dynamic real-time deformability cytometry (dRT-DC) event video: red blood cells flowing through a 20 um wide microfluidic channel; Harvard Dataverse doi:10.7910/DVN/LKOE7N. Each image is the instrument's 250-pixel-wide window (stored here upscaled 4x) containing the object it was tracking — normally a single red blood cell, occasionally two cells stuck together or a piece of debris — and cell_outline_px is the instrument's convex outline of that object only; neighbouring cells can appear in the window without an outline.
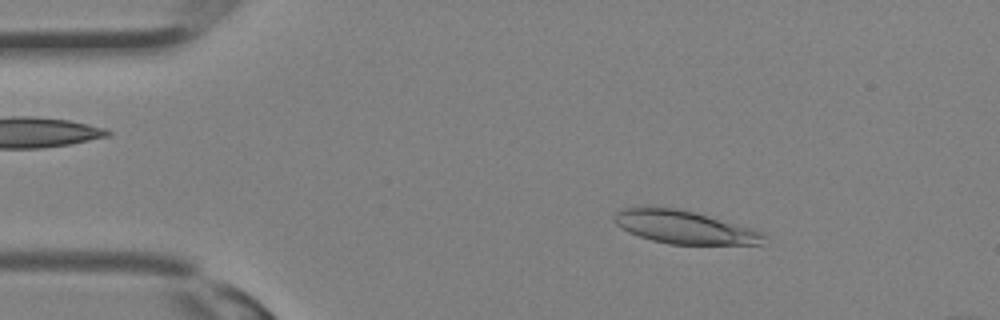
{"species": "Egyptian fruit bat (a non-hibernating species)", "species_latin": "Rousettus aegyptiacus", "temperature_condition": "room temperature", "stored_images_in_passage": 32, "camera_frame_rate_fps": 3000, "um_per_image_px": 0.085, "animal": {"sex": "female"}, "frame": {"image": 1, "passage_image": 5, "time_ms": 1.333, "image_size_px": [1000, 320], "cell_outline_px": [[768, 236], [760, 244], [668, 244], [652, 240], [628, 232], [616, 224], [616, 212], [620, 208], [680, 208], [696, 212], [752, 228]], "centroid_in_image_um": [58.2, 19.32], "position_along_channel_um": 26.8, "area_um2": 28.38}}
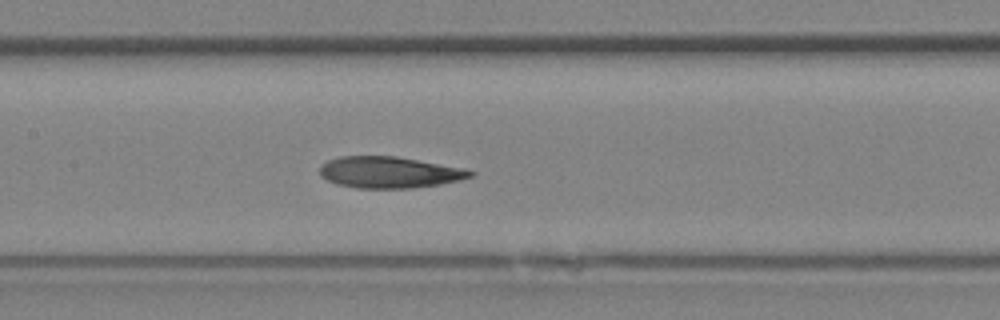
{"frame": {"image": 2, "passage_image": 15, "time_ms": 4.667, "image_size_px": [1000, 320], "cell_outline_px": [[476, 172], [472, 176], [460, 180], [440, 184], [412, 188], [356, 188], [336, 184], [320, 176], [320, 168], [328, 160], [340, 156], [396, 156], [464, 168]], "centroid_in_image_um": [33.1, 14.65], "position_along_channel_um": 174.3, "area_um2": 27.51}}
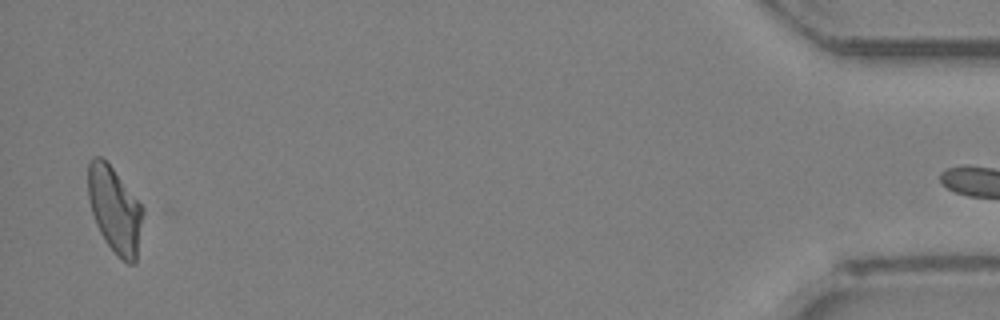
{"frame": {"image": 3, "passage_image": 31, "time_ms": 10.0, "image_size_px": [1000, 320], "cell_outline_px": [[144, 212], [136, 260], [132, 264], [128, 264], [104, 240], [96, 224], [92, 212], [88, 196], [88, 160], [92, 156], [100, 156], [112, 168], [144, 208]], "centroid_in_image_um": [9.75, 17.8], "position_along_channel_um": 425.5, "area_um2": 27.05}}